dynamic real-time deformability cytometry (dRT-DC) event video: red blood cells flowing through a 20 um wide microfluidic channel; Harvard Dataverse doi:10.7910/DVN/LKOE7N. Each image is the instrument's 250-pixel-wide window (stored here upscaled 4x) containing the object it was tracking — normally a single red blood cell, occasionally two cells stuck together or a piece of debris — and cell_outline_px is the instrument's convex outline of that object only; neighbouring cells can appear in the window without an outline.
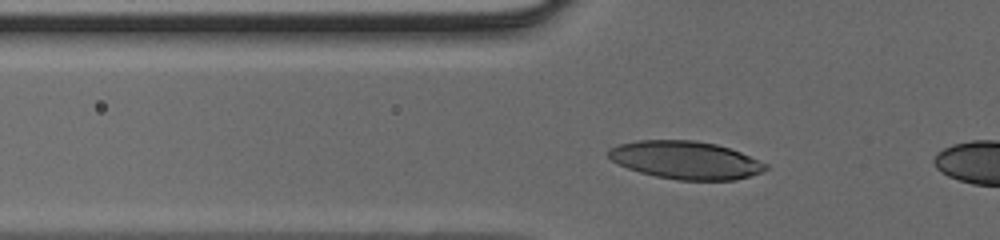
{"species": "human", "species_latin": "Homo sapiens", "temperature_condition": "cold", "stored_images_in_passage": 5, "camera_frame_rate_fps": 3000, "um_per_image_px": 0.085, "donor": {"sex": "male"}, "frame": {"image": 1, "passage_image": 3, "time_ms": 0.667, "image_size_px": [1000, 240], "cell_outline_px": [[768, 168], [760, 172], [736, 180], [680, 180], [656, 176], [640, 172], [628, 168], [612, 160], [608, 156], [608, 148], [620, 144], [636, 140], [692, 140], [716, 144], [740, 152], [768, 164]], "centroid_in_image_um": [58.27, 13.6], "position_along_channel_um": 67.5, "area_um2": 34.45}}